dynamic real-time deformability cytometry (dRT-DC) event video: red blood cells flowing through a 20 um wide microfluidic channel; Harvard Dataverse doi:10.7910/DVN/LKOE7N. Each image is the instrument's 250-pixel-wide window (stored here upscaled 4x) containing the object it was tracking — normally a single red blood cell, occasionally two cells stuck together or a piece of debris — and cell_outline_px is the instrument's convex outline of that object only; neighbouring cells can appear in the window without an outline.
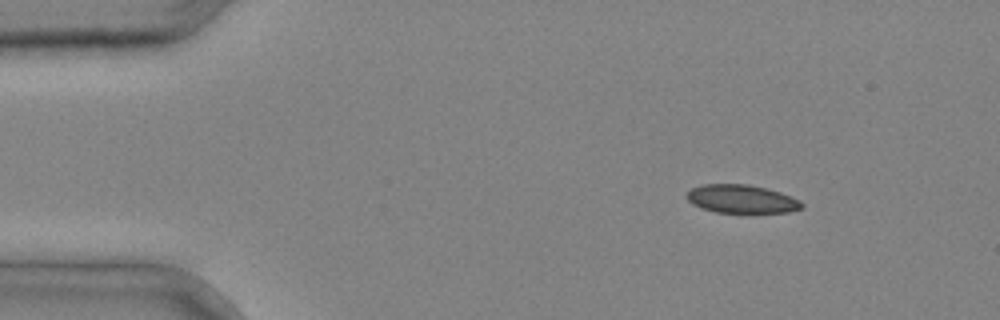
{"species": "common noctule bat (a hibernating species)", "species_latin": "Nyctalus noctula", "temperature_condition": "cold", "stored_images_in_passage": 4, "camera_frame_rate_fps": 3000, "um_per_image_px": 0.085, "animal": {"sex": "male", "body_mass_g": 20.4}, "frame": {"image": 1, "passage_image": 1, "time_ms": 0.0, "image_size_px": [1000, 320], "cell_outline_px": [[804, 208], [788, 212], [716, 212], [700, 208], [692, 204], [684, 196], [692, 188], [704, 184], [748, 184], [780, 192], [800, 200], [804, 204]], "centroid_in_image_um": [63.02, 16.91], "position_along_channel_um": 22.0, "area_um2": 18.96}}
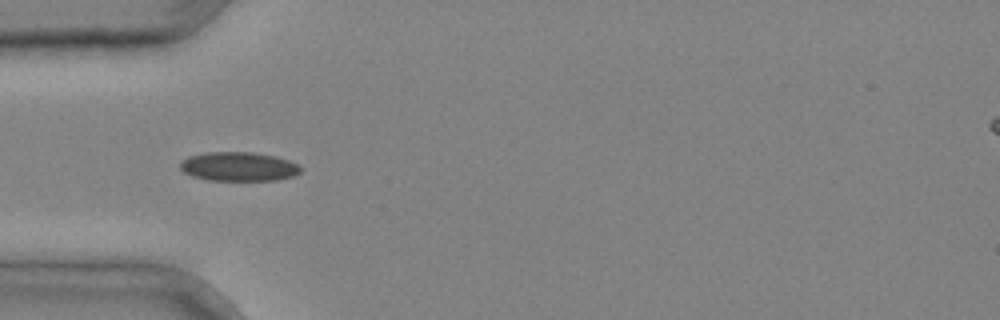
{"frame": {"image": 2, "passage_image": 3, "time_ms": 0.667, "image_size_px": [1000, 320], "cell_outline_px": [[300, 172], [292, 176], [276, 180], [208, 180], [192, 176], [184, 172], [180, 168], [180, 164], [188, 156], [208, 152], [252, 152], [276, 156], [300, 164]], "centroid_in_image_um": [20.29, 14.15], "position_along_channel_um": 64.7, "area_um2": 20.35}}